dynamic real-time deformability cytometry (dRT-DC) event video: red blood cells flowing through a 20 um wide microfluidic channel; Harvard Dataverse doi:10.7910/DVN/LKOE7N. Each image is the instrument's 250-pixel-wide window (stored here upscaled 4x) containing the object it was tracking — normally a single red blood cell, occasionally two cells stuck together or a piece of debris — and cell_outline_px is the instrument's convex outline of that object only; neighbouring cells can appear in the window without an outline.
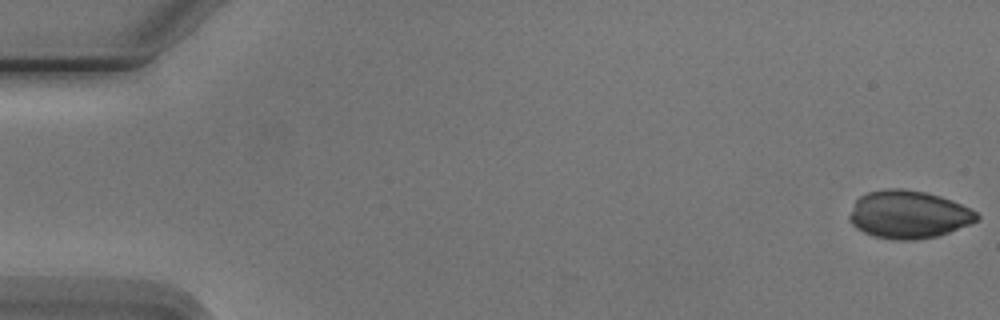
{"species": "Egyptian fruit bat (a non-hibernating species)", "species_latin": "Rousettus aegyptiacus", "temperature_condition": "cold", "stored_images_in_passage": 6, "camera_frame_rate_fps": 3000, "um_per_image_px": 0.085, "animal": {"sex": "male"}, "frame": {"image": 1, "passage_image": 1, "time_ms": 0.0, "image_size_px": [1000, 320], "cell_outline_px": [[980, 220], [948, 232], [936, 236], [916, 240], [896, 240], [872, 236], [856, 228], [848, 220], [848, 216], [856, 200], [860, 196], [868, 192], [888, 188], [904, 188], [924, 192], [940, 196], [952, 200], [976, 212], [980, 216]], "centroid_in_image_um": [77.2, 18.23], "position_along_channel_um": 7.8, "area_um2": 35.55}}
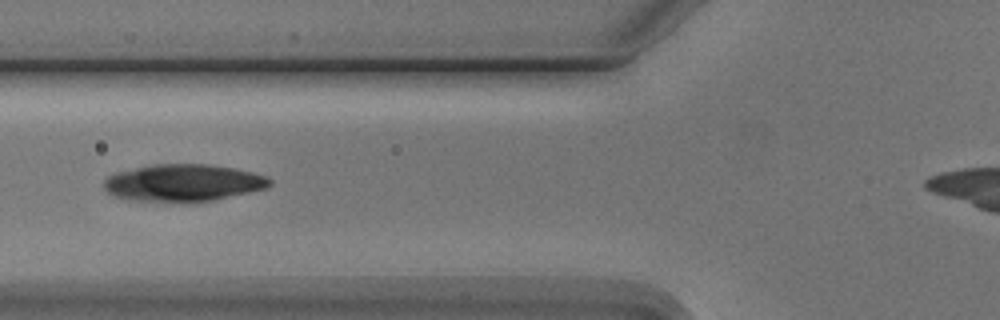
{"frame": {"image": 2, "passage_image": 6, "time_ms": 6.667, "image_size_px": [1000, 320], "cell_outline_px": [[272, 184], [268, 188], [212, 200], [128, 200], [112, 196], [104, 188], [104, 180], [108, 176], [116, 172], [152, 164], [208, 164], [232, 168], [252, 172], [264, 176], [272, 180]], "centroid_in_image_um": [15.56, 15.51], "position_along_channel_um": 110.2, "area_um2": 35.26}}